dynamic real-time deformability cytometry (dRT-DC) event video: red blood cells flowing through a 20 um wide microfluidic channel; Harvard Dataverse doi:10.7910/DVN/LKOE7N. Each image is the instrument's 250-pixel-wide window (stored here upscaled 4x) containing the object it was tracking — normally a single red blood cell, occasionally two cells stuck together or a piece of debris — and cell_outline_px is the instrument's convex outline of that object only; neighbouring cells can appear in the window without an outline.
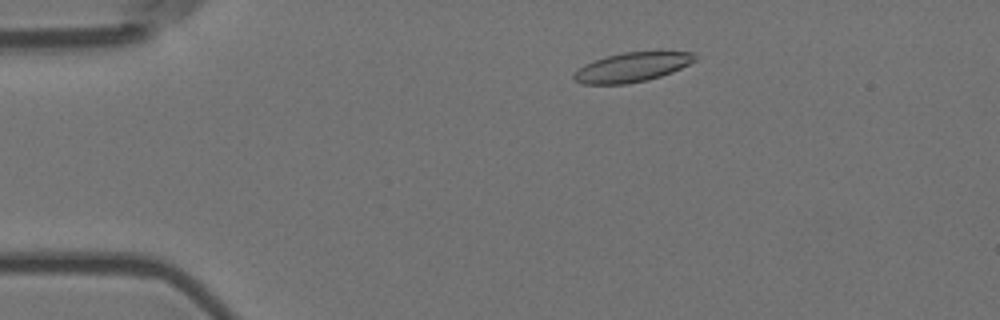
{"species": "Egyptian fruit bat (a non-hibernating species)", "species_latin": "Rousettus aegyptiacus", "temperature_condition": "room temperature", "stored_images_in_passage": 24, "camera_frame_rate_fps": 3000, "um_per_image_px": 0.085, "animal": {"sex": "female"}, "frame": {"image": 1, "passage_image": 8, "time_ms": 2.333, "image_size_px": [1000, 320], "cell_outline_px": [[696, 60], [672, 72], [648, 80], [628, 84], [584, 84], [572, 80], [572, 76], [584, 64], [608, 56], [624, 52], [696, 52]], "centroid_in_image_um": [53.71, 5.72], "position_along_channel_um": 31.3, "area_um2": 20.52}}
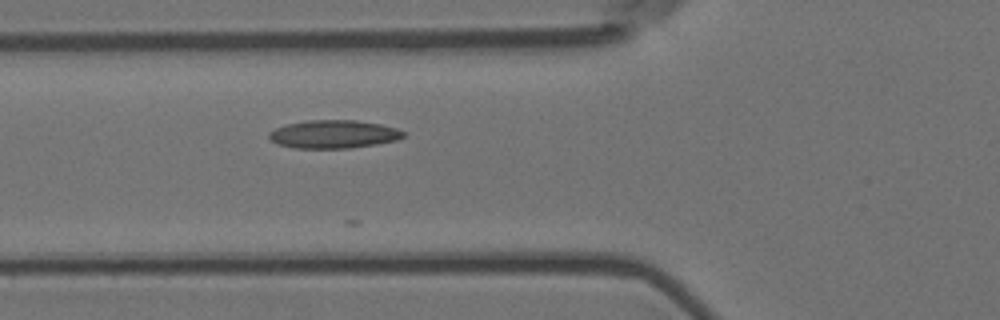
{"frame": {"image": 2, "passage_image": 18, "time_ms": 5.667, "image_size_px": [1000, 320], "cell_outline_px": [[404, 136], [396, 140], [376, 144], [352, 148], [292, 148], [276, 144], [268, 136], [268, 132], [276, 128], [288, 124], [308, 120], [356, 120], [380, 124], [396, 128], [404, 132]], "centroid_in_image_um": [28.33, 11.41], "position_along_channel_um": 97.5, "area_um2": 22.02}}
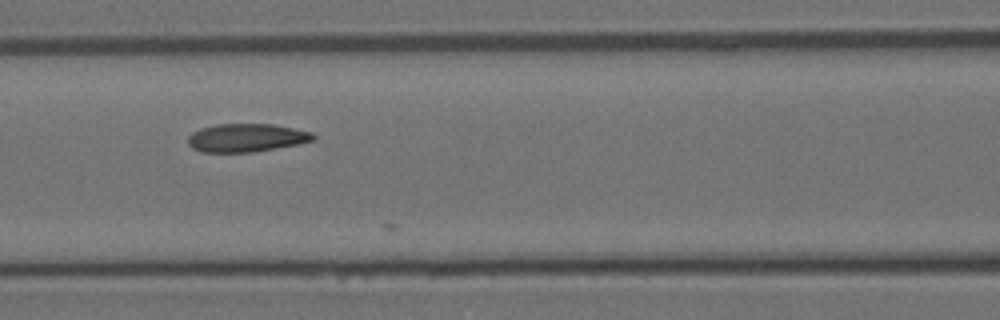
{"frame": {"image": 3, "passage_image": 22, "time_ms": 7.0, "image_size_px": [1000, 320], "cell_outline_px": [[316, 136], [312, 140], [300, 144], [252, 152], [200, 152], [192, 148], [188, 144], [188, 136], [192, 132], [200, 128], [216, 124], [276, 124], [312, 132]], "centroid_in_image_um": [20.93, 11.71], "position_along_channel_um": 145.7, "area_um2": 20.75}}